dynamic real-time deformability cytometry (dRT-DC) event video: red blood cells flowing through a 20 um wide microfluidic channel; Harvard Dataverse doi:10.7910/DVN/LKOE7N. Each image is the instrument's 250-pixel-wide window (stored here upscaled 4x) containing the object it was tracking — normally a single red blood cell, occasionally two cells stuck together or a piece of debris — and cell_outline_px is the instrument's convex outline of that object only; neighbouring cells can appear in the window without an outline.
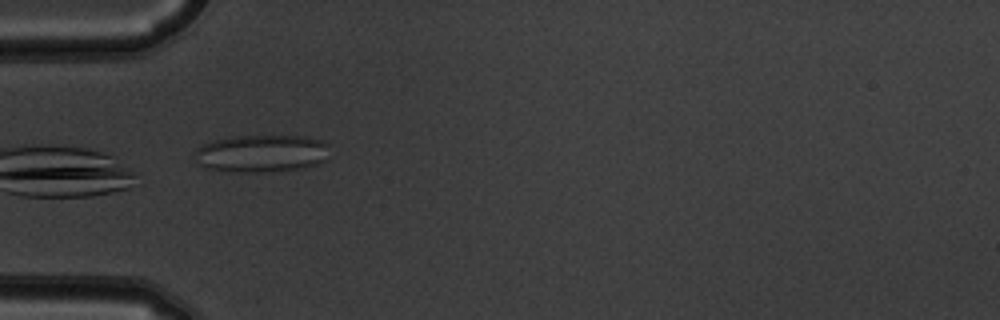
{"species": "common noctule bat (a hibernating species)", "species_latin": "Nyctalus noctula", "temperature_condition": "warm", "stored_images_in_passage": 32, "camera_frame_rate_fps": 3000, "um_per_image_px": 0.085, "animal": {"sex": "male", "body_mass_g": 19.5, "forearm_length_mm": 54.6}, "frame": {"image": 1, "passage_image": 1, "time_ms": 0.0, "image_size_px": [1000, 320], "cell_outline_px": [[328, 144], [324, 160], [320, 164], [304, 168], [268, 172], [228, 172], [204, 168], [196, 164], [192, 156], [192, 152], [196, 148], [204, 144], [216, 140], [236, 136], [304, 136], [320, 140]], "centroid_in_image_um": [22.14, 13.07], "position_along_channel_um": 62.9, "area_um2": 29.88}, "authors_computed_cell_mechanics": {"area_um2": 19.2474, "velocity_mm_per_s": 3.8424, "shape_relaxation_time_tau1_ms": 8.2522, "shape_relaxation_time_tau2_ms": 0.5428, "deformation_change_tau1": 0.1726, "deformation_change_tau2": 0.0483}}